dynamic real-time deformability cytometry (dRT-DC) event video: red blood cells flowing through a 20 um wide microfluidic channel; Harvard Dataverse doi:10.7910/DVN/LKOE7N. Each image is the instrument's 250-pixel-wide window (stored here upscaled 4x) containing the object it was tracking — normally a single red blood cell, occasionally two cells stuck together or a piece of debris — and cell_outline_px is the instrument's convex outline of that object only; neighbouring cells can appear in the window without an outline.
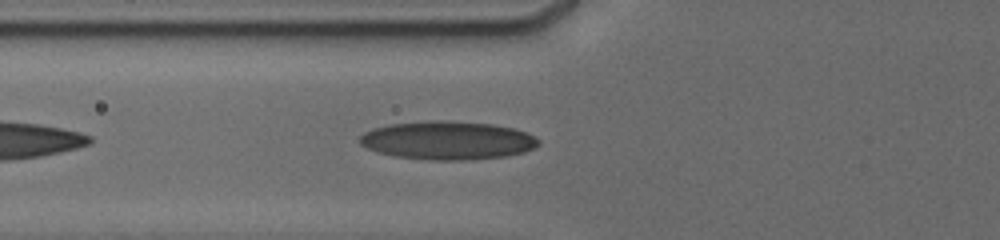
{"species": "human", "species_latin": "Homo sapiens", "temperature_condition": "cold", "stored_images_in_passage": 28, "camera_frame_rate_fps": 3000, "um_per_image_px": 0.085, "donor": {"sex": "male"}, "frame": {"image": 1, "passage_image": 2, "time_ms": 0.333, "image_size_px": [1000, 240], "cell_outline_px": [[540, 144], [536, 148], [524, 152], [508, 156], [464, 160], [428, 160], [396, 156], [380, 152], [368, 148], [360, 144], [360, 136], [364, 132], [376, 128], [392, 124], [492, 124], [512, 128], [536, 136], [540, 140]], "centroid_in_image_um": [38.13, 12.0], "position_along_channel_um": 87.7, "area_um2": 38.26}}
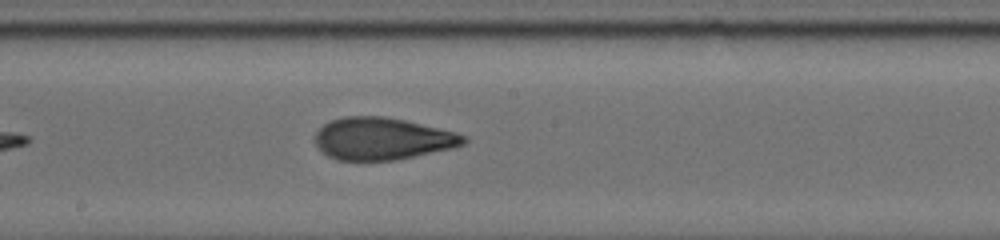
{"frame": {"image": 2, "passage_image": 10, "time_ms": 3.667, "image_size_px": [1000, 240], "cell_outline_px": [[468, 140], [464, 144], [452, 148], [396, 160], [336, 160], [328, 156], [316, 144], [316, 132], [324, 124], [332, 120], [344, 116], [384, 116], [404, 120], [456, 132], [464, 136]], "centroid_in_image_um": [32.5, 11.79], "position_along_channel_um": 215.7, "area_um2": 36.24}}
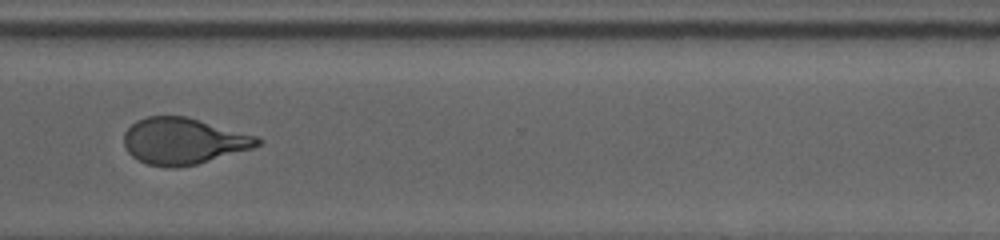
{"frame": {"image": 3, "passage_image": 19, "time_ms": 7.333, "image_size_px": [1000, 240], "cell_outline_px": [[264, 140], [260, 144], [252, 148], [196, 164], [176, 168], [164, 168], [148, 164], [132, 156], [128, 152], [124, 144], [124, 132], [136, 120], [148, 116], [184, 116], [256, 136]], "centroid_in_image_um": [15.55, 12.0], "position_along_channel_um": 355.0, "area_um2": 35.78}, "authors_computed_cell_mechanics": {"area_um2": 36.5296, "velocity_mm_per_s": 3.8173, "shape_relaxation_time_tau1_ms": 4.3921, "shape_relaxation_time_tau2_ms": 1.6655, "deformation_change_tau1": 0.1803, "deformation_change_tau2": 0.0872}}